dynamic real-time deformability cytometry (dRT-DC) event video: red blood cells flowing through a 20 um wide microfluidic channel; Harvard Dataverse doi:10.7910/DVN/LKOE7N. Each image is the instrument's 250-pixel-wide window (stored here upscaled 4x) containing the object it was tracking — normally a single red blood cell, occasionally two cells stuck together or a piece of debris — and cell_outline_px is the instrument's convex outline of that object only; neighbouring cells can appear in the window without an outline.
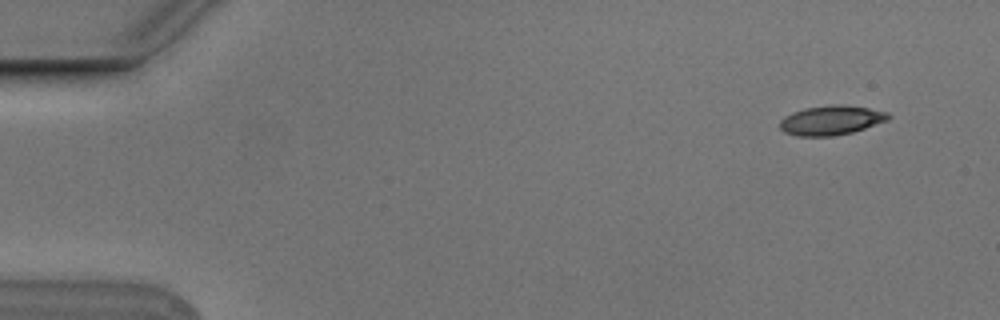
{"species": "Egyptian fruit bat (a non-hibernating species)", "species_latin": "Rousettus aegyptiacus", "temperature_condition": "cold", "stored_images_in_passage": 6, "camera_frame_rate_fps": 3000, "um_per_image_px": 0.085, "animal": {"sex": "male"}, "frame": {"image": 1, "passage_image": 1, "time_ms": 0.0, "image_size_px": [1000, 320], "cell_outline_px": [[892, 116], [888, 120], [852, 132], [832, 136], [796, 136], [784, 132], [780, 128], [780, 120], [784, 116], [792, 112], [804, 108], [832, 104], [840, 104], [868, 108], [888, 112]], "centroid_in_image_um": [70.63, 10.21], "position_along_channel_um": 14.4, "area_um2": 18.67}}
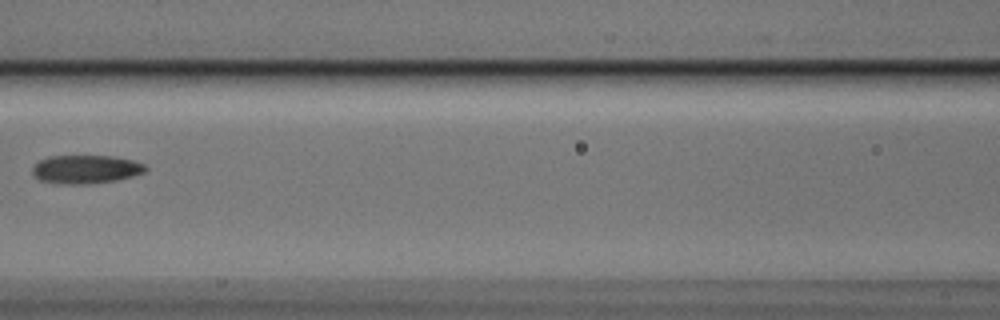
{"frame": {"image": 2, "passage_image": 6, "time_ms": 1.667, "image_size_px": [1000, 320], "cell_outline_px": [[148, 168], [144, 172], [132, 176], [116, 180], [84, 184], [56, 184], [40, 180], [32, 172], [32, 168], [40, 160], [48, 156], [112, 156], [132, 160], [144, 164]], "centroid_in_image_um": [7.28, 14.39], "position_along_channel_um": 159.3, "area_um2": 18.67}}